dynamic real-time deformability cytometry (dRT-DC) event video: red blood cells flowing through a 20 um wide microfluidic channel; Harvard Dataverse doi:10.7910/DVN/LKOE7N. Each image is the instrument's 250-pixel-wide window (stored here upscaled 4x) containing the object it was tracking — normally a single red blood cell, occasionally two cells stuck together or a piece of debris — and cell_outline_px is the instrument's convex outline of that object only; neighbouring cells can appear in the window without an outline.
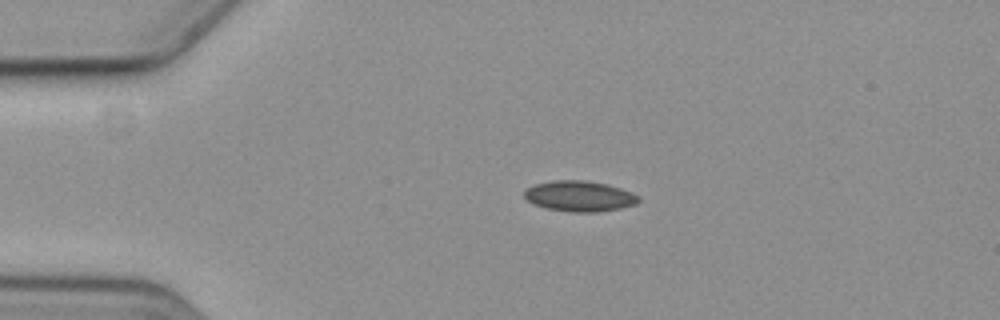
{"species": "common noctule bat (a hibernating species)", "species_latin": "Nyctalus noctula", "temperature_condition": "cold", "stored_images_in_passage": 4, "camera_frame_rate_fps": 3000, "um_per_image_px": 0.085, "animal": {"sex": "female", "body_mass_g": 19.3, "forearm_length_mm": 54.1}, "frame": {"image": 1, "passage_image": 1, "time_ms": 0.0, "image_size_px": [1000, 320], "cell_outline_px": [[640, 200], [636, 204], [620, 208], [600, 212], [568, 212], [544, 208], [532, 204], [524, 196], [524, 192], [528, 188], [536, 184], [556, 180], [584, 180], [604, 184], [620, 188], [640, 196]], "centroid_in_image_um": [49.25, 16.69], "position_along_channel_um": 35.7, "area_um2": 20.35}}
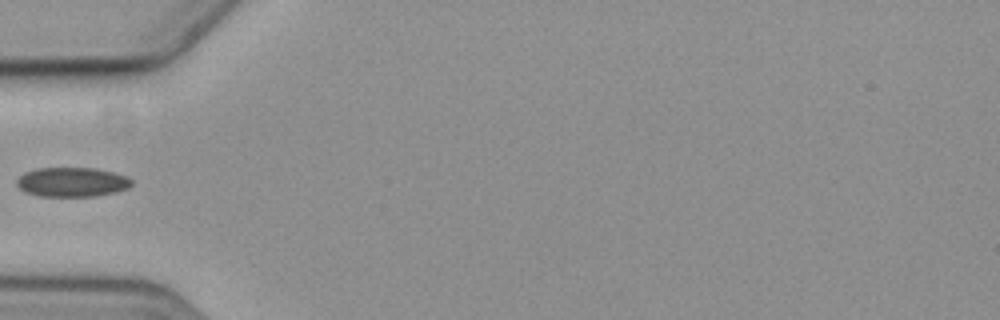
{"frame": {"image": 2, "passage_image": 3, "time_ms": 2.333, "image_size_px": [1000, 320], "cell_outline_px": [[132, 184], [128, 188], [116, 192], [96, 196], [40, 196], [24, 192], [16, 184], [16, 180], [24, 172], [36, 168], [96, 168], [112, 172], [124, 176], [132, 180]], "centroid_in_image_um": [6.1, 15.47], "position_along_channel_um": 78.9, "area_um2": 19.71}}
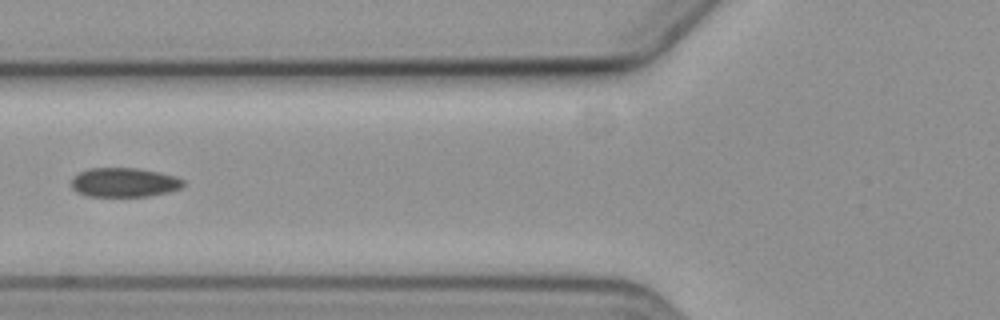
{"frame": {"image": 3, "passage_image": 4, "time_ms": 3.333, "image_size_px": [1000, 320], "cell_outline_px": [[184, 184], [180, 188], [168, 192], [148, 196], [88, 196], [76, 192], [72, 188], [72, 176], [88, 168], [136, 168], [160, 172], [184, 180]], "centroid_in_image_um": [10.52, 15.5], "position_along_channel_um": 115.3, "area_um2": 19.02}}